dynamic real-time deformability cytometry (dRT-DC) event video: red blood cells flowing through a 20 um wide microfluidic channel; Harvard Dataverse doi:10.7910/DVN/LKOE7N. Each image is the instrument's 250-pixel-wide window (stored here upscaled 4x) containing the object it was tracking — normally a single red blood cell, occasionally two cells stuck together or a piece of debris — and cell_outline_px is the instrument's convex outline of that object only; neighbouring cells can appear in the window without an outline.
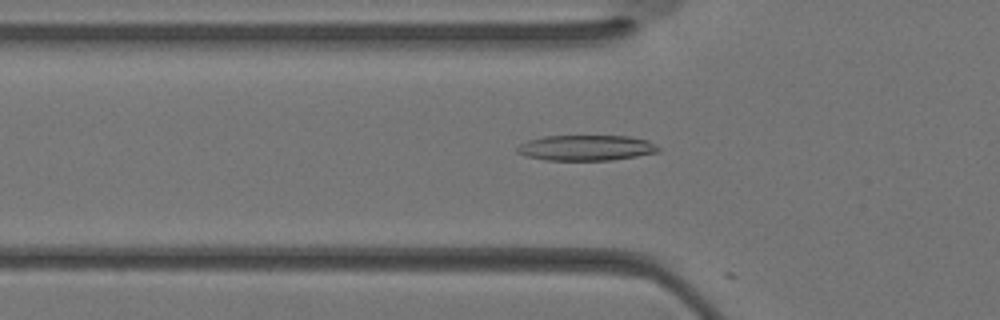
{"species": "Egyptian fruit bat (a non-hibernating species)", "species_latin": "Rousettus aegyptiacus", "temperature_condition": "warm", "stored_images_in_passage": 35, "camera_frame_rate_fps": 3000, "um_per_image_px": 0.085, "animal": {"sex": "female"}, "frame": {"image": 1, "passage_image": 12, "time_ms": 3.667, "image_size_px": [1000, 320], "cell_outline_px": [[660, 152], [612, 160], [544, 160], [524, 156], [516, 152], [516, 148], [520, 144], [528, 140], [544, 136], [628, 136], [648, 140], [660, 148]], "centroid_in_image_um": [49.8, 12.57], "position_along_channel_um": 76.0, "area_um2": 21.1}}
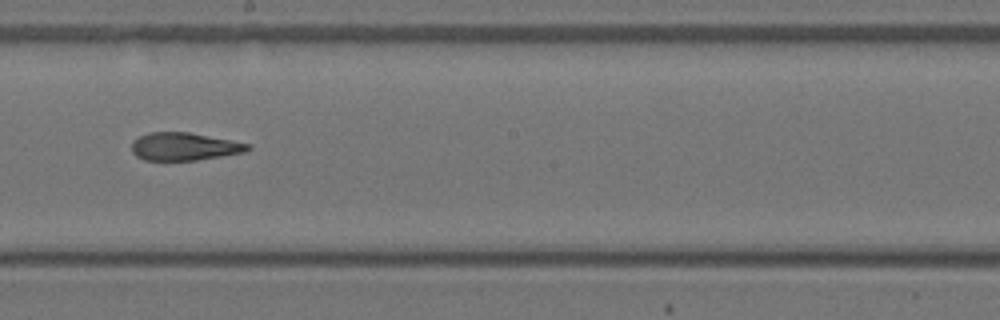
{"frame": {"image": 2, "passage_image": 20, "time_ms": 6.333, "image_size_px": [1000, 320], "cell_outline_px": [[252, 148], [244, 152], [196, 160], [144, 160], [136, 156], [132, 152], [132, 140], [148, 132], [188, 132], [252, 144]], "centroid_in_image_um": [15.65, 12.45], "position_along_channel_um": 232.6, "area_um2": 18.79}}
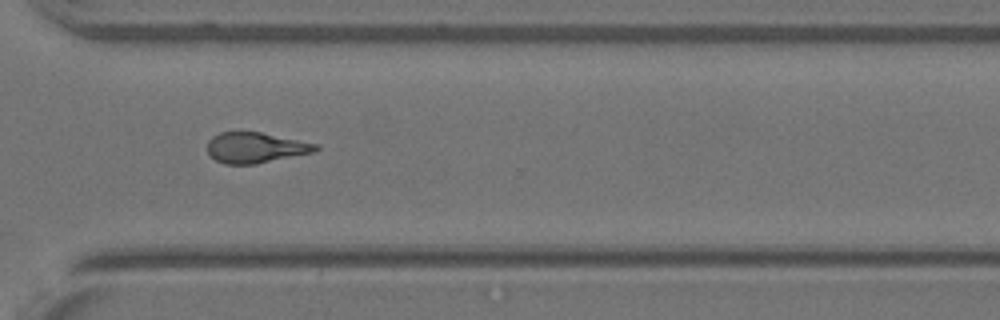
{"frame": {"image": 3, "passage_image": 26, "time_ms": 8.333, "image_size_px": [1000, 320], "cell_outline_px": [[320, 148], [316, 152], [256, 164], [224, 164], [216, 160], [208, 152], [208, 140], [212, 136], [220, 132], [260, 132], [320, 144]], "centroid_in_image_um": [21.77, 12.55], "position_along_channel_um": 348.8, "area_um2": 19.42}}